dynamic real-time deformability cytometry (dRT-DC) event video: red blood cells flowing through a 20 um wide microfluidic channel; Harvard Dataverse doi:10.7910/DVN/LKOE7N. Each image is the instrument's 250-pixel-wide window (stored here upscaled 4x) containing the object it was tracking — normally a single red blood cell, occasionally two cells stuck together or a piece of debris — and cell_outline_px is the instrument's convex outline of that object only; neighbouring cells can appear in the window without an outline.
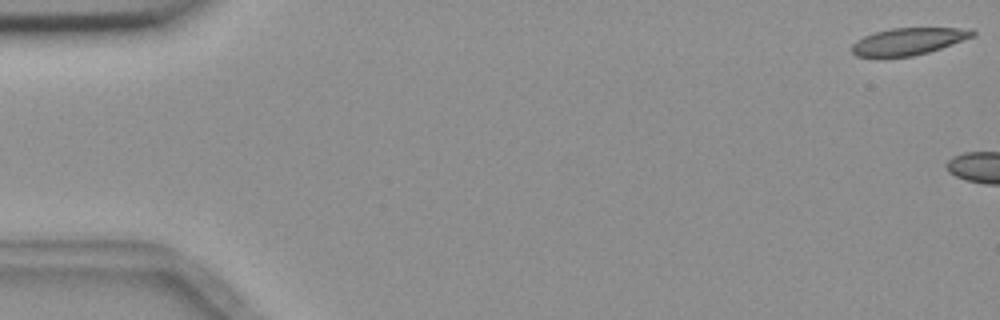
{"species": "common noctule bat (a hibernating species)", "species_latin": "Nyctalus noctula", "temperature_condition": "room temperature", "stored_images_in_passage": 6, "camera_frame_rate_fps": 3000, "um_per_image_px": 0.085, "animal": {"sex": "female", "body_mass_g": 18.4}, "frame": {"image": 1, "passage_image": 1, "time_ms": 0.0, "image_size_px": [1000, 320], "cell_outline_px": [[976, 36], [928, 52], [912, 56], [856, 56], [852, 52], [852, 44], [856, 40], [864, 36], [876, 32], [892, 28], [972, 28], [976, 32]], "centroid_in_image_um": [77.26, 3.5], "position_along_channel_um": 7.7, "area_um2": 18.84}}